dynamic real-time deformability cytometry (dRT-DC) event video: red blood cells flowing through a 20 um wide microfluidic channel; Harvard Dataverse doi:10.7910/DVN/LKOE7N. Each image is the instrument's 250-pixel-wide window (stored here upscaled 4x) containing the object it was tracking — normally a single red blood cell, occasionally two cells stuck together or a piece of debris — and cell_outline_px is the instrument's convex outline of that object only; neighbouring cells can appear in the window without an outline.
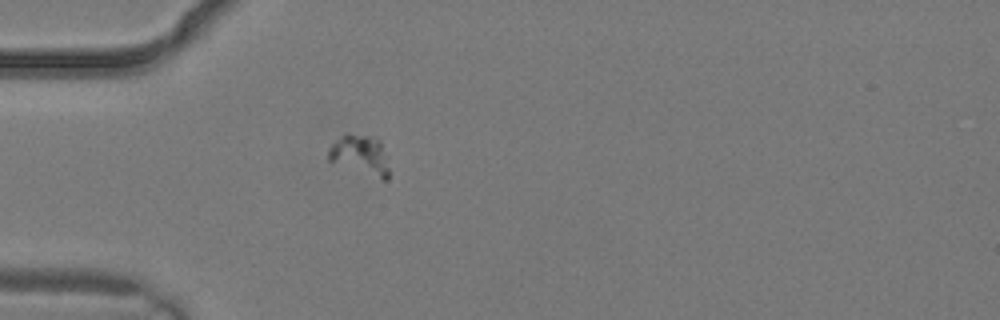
{"species": "common noctule bat (a hibernating species)", "species_latin": "Nyctalus noctula", "temperature_condition": "warm", "stored_images_in_passage": 1, "camera_frame_rate_fps": 3000, "um_per_image_px": 0.085, "animal": {"sex": "male", "body_mass_g": 19.2, "forearm_length_mm": 51.8}, "frame": {"image": 1, "passage_image": 1, "time_ms": 0.0, "image_size_px": [1000, 320], "cell_outline_px": [[388, 180], [384, 180], [328, 160], [328, 148], [344, 132], [368, 136], [380, 140], [388, 156]], "centroid_in_image_um": [30.64, 13.14], "position_along_channel_um": 54.4, "area_um2": 14.05}}